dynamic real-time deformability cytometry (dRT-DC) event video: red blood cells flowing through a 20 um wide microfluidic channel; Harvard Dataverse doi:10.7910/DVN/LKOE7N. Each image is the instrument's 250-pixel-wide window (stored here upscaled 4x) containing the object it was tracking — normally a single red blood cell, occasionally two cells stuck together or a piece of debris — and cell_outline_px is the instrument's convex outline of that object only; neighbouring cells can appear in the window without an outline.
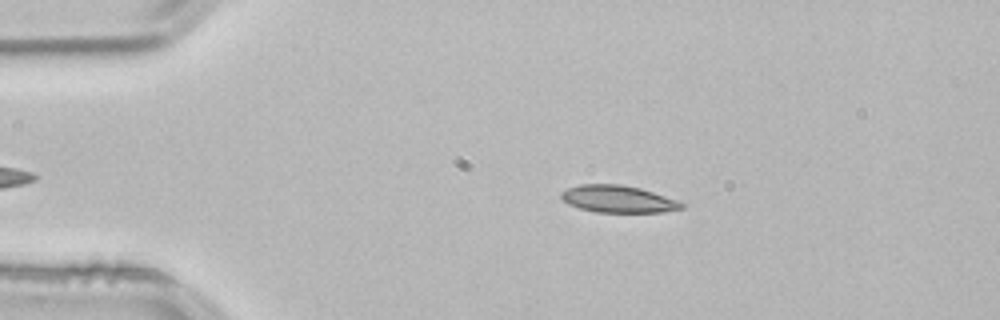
{"species": "common noctule bat (a hibernating species)", "species_latin": "Nyctalus noctula", "temperature_condition": "room temperature", "stored_images_in_passage": 44, "camera_frame_rate_fps": 3000, "um_per_image_px": 0.085, "animal": {"sex": "male", "body_mass_g": 21.5, "forearm_length_mm": 52.0}, "frame": {"image": 1, "passage_image": 8, "time_ms": 2.333, "image_size_px": [1000, 320], "cell_outline_px": [[684, 208], [660, 212], [596, 212], [580, 208], [568, 204], [560, 196], [560, 192], [568, 188], [580, 184], [620, 184], [640, 188], [680, 200], [684, 204]], "centroid_in_image_um": [52.55, 16.91], "position_along_channel_um": 32.4, "area_um2": 19.07}}
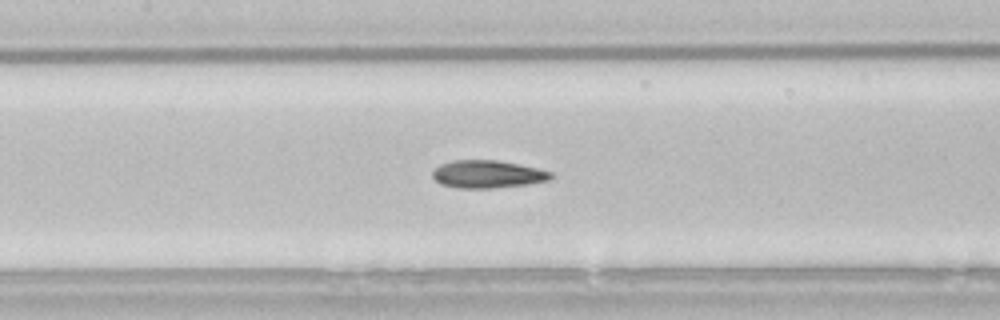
{"frame": {"image": 2, "passage_image": 22, "time_ms": 7.0, "image_size_px": [1000, 320], "cell_outline_px": [[552, 176], [548, 180], [524, 184], [492, 188], [456, 188], [440, 184], [432, 176], [432, 172], [440, 164], [452, 160], [500, 160], [520, 164], [552, 172]], "centroid_in_image_um": [41.4, 14.79], "position_along_channel_um": 166.0, "area_um2": 19.02}}
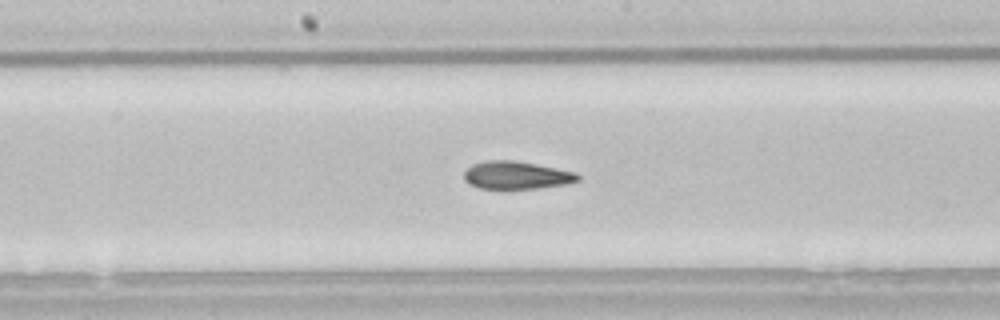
{"frame": {"image": 3, "passage_image": 25, "time_ms": 8.0, "image_size_px": [1000, 320], "cell_outline_px": [[580, 180], [564, 184], [536, 188], [480, 188], [468, 184], [464, 180], [464, 172], [472, 164], [484, 160], [512, 160], [536, 164], [576, 172], [580, 176]], "centroid_in_image_um": [43.87, 14.88], "position_along_channel_um": 204.3, "area_um2": 18.32}, "authors_computed_cell_mechanics": {"area_um2": 18.8717, "velocity_mm_per_s": 3.8403, "shape_relaxation_time_tau1_ms": null, "shape_relaxation_time_tau2_ms": 1.6321, "deformation_change_tau1": null, "deformation_change_tau2": 0.0858}}